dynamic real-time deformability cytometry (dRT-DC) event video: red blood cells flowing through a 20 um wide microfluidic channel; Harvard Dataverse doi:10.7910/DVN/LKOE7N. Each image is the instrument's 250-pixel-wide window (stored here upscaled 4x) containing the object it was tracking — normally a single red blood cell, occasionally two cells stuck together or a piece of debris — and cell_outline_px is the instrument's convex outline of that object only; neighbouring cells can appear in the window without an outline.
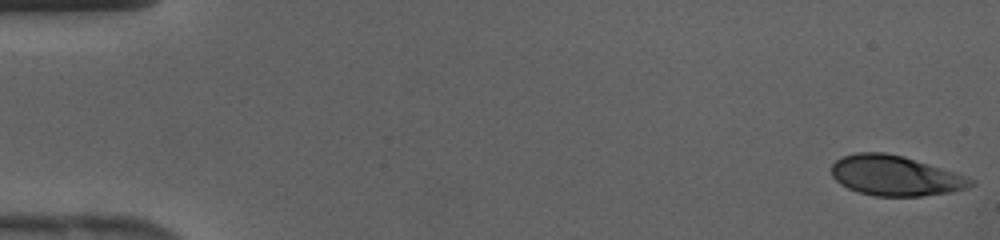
{"species": "human", "species_latin": "Homo sapiens", "temperature_condition": "cold", "stored_images_in_passage": 43, "camera_frame_rate_fps": 3000, "um_per_image_px": 0.085, "donor": {"sex": "female"}, "frame": {"image": 1, "passage_image": 1, "time_ms": 0.0, "image_size_px": [1000, 240], "cell_outline_px": [[976, 184], [968, 188], [952, 192], [920, 196], [876, 196], [860, 192], [848, 188], [840, 184], [832, 176], [832, 164], [836, 160], [844, 156], [856, 152], [884, 152], [904, 156], [976, 180]], "centroid_in_image_um": [76.1, 14.94], "position_along_channel_um": 8.9, "area_um2": 32.37}}
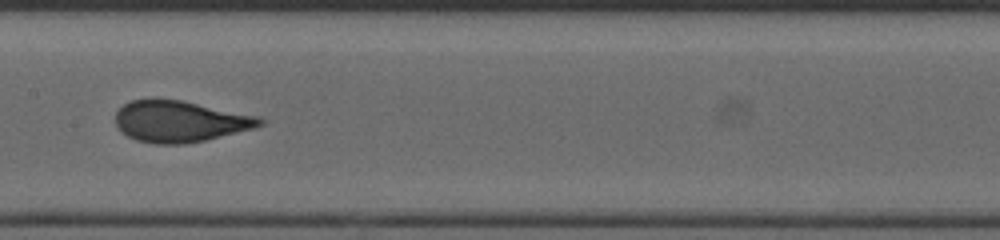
{"frame": {"image": 2, "passage_image": 22, "time_ms": 7.0, "image_size_px": [1000, 240], "cell_outline_px": [[268, 120], [264, 124], [256, 128], [204, 140], [184, 144], [156, 144], [136, 140], [120, 132], [116, 124], [116, 112], [124, 104], [132, 100], [184, 100], [260, 116]], "centroid_in_image_um": [15.36, 10.32], "position_along_channel_um": 192.0, "area_um2": 34.91}}
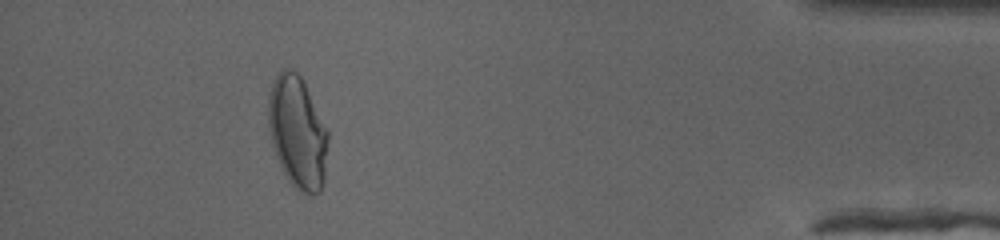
{"frame": {"image": 3, "passage_image": 39, "time_ms": 12.667, "image_size_px": [1000, 240], "cell_outline_px": [[328, 140], [324, 180], [320, 192], [312, 196], [300, 192], [288, 180], [280, 168], [276, 156], [268, 128], [268, 96], [272, 84], [280, 68], [292, 68], [300, 76], [328, 128]], "centroid_in_image_um": [25.29, 11.26], "position_along_channel_um": 409.9, "area_um2": 39.42}}